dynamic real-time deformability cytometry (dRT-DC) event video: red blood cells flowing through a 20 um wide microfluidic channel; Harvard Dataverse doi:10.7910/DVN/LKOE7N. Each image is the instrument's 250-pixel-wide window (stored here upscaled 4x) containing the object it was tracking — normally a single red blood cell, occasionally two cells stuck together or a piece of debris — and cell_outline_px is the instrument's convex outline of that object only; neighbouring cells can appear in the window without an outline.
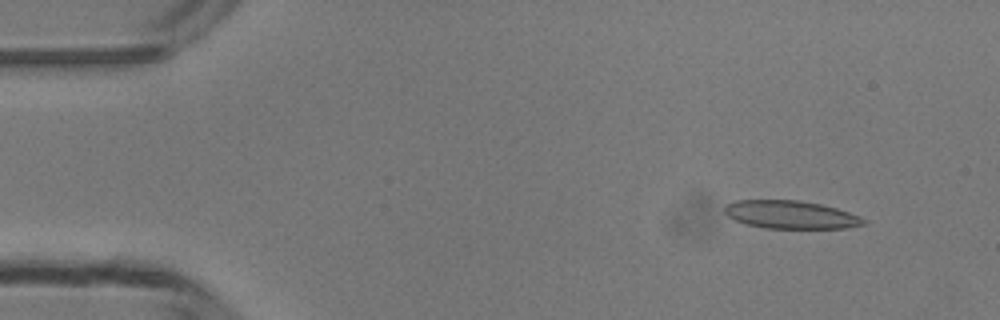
{"species": "common noctule bat (a hibernating species)", "species_latin": "Nyctalus noctula", "temperature_condition": "room temperature", "stored_images_in_passage": 14, "camera_frame_rate_fps": 3000, "um_per_image_px": 0.085, "animal": {"sex": "male", "body_mass_g": 13.3}, "frame": {"image": 1, "passage_image": 5, "time_ms": 1.333, "image_size_px": [1000, 320], "cell_outline_px": [[868, 224], [844, 228], [764, 228], [744, 224], [728, 216], [724, 212], [724, 204], [736, 200], [800, 200], [820, 204], [836, 208], [860, 216], [868, 220]], "centroid_in_image_um": [67.21, 18.25], "position_along_channel_um": 17.8, "area_um2": 22.89}}